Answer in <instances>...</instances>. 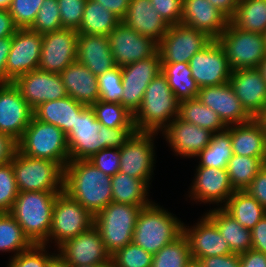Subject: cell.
I'll list each match as a JSON object with an SVG mask.
<instances>
[{"mask_svg": "<svg viewBox=\"0 0 266 267\" xmlns=\"http://www.w3.org/2000/svg\"><path fill=\"white\" fill-rule=\"evenodd\" d=\"M136 132L135 127L109 128L101 125L86 106L66 135L70 161L88 160L105 148H121Z\"/></svg>", "mask_w": 266, "mask_h": 267, "instance_id": "6da1fadb", "label": "cell"}, {"mask_svg": "<svg viewBox=\"0 0 266 267\" xmlns=\"http://www.w3.org/2000/svg\"><path fill=\"white\" fill-rule=\"evenodd\" d=\"M64 192L95 215L112 202L111 176L88 160L69 161L64 168Z\"/></svg>", "mask_w": 266, "mask_h": 267, "instance_id": "7a4b0ae2", "label": "cell"}, {"mask_svg": "<svg viewBox=\"0 0 266 267\" xmlns=\"http://www.w3.org/2000/svg\"><path fill=\"white\" fill-rule=\"evenodd\" d=\"M179 100L161 72L147 86L142 104L133 115L136 131H163L179 115Z\"/></svg>", "mask_w": 266, "mask_h": 267, "instance_id": "3957f363", "label": "cell"}, {"mask_svg": "<svg viewBox=\"0 0 266 267\" xmlns=\"http://www.w3.org/2000/svg\"><path fill=\"white\" fill-rule=\"evenodd\" d=\"M61 192H18L10 214L33 244H43L52 223V213L57 195Z\"/></svg>", "mask_w": 266, "mask_h": 267, "instance_id": "277c9868", "label": "cell"}, {"mask_svg": "<svg viewBox=\"0 0 266 267\" xmlns=\"http://www.w3.org/2000/svg\"><path fill=\"white\" fill-rule=\"evenodd\" d=\"M183 222L152 202L139 212L133 243L152 255L183 234Z\"/></svg>", "mask_w": 266, "mask_h": 267, "instance_id": "5b68a950", "label": "cell"}, {"mask_svg": "<svg viewBox=\"0 0 266 267\" xmlns=\"http://www.w3.org/2000/svg\"><path fill=\"white\" fill-rule=\"evenodd\" d=\"M145 206L147 205H129L112 201L94 215V227L99 231L110 256L132 243L139 212Z\"/></svg>", "mask_w": 266, "mask_h": 267, "instance_id": "8992f818", "label": "cell"}, {"mask_svg": "<svg viewBox=\"0 0 266 267\" xmlns=\"http://www.w3.org/2000/svg\"><path fill=\"white\" fill-rule=\"evenodd\" d=\"M17 145L20 153L57 162L63 168L70 161L66 134L57 126L34 117Z\"/></svg>", "mask_w": 266, "mask_h": 267, "instance_id": "52a82bcc", "label": "cell"}, {"mask_svg": "<svg viewBox=\"0 0 266 267\" xmlns=\"http://www.w3.org/2000/svg\"><path fill=\"white\" fill-rule=\"evenodd\" d=\"M11 162L19 192L64 191V168L59 163L47 159L29 157L18 150Z\"/></svg>", "mask_w": 266, "mask_h": 267, "instance_id": "ba28073f", "label": "cell"}, {"mask_svg": "<svg viewBox=\"0 0 266 267\" xmlns=\"http://www.w3.org/2000/svg\"><path fill=\"white\" fill-rule=\"evenodd\" d=\"M216 40L223 47L232 71L259 68L266 57L264 34L239 29L231 22Z\"/></svg>", "mask_w": 266, "mask_h": 267, "instance_id": "9c48e42d", "label": "cell"}, {"mask_svg": "<svg viewBox=\"0 0 266 267\" xmlns=\"http://www.w3.org/2000/svg\"><path fill=\"white\" fill-rule=\"evenodd\" d=\"M93 226L94 215L63 191L55 199L50 232L43 244L48 246L49 240H54L58 248L66 240L90 230Z\"/></svg>", "mask_w": 266, "mask_h": 267, "instance_id": "30bf717a", "label": "cell"}, {"mask_svg": "<svg viewBox=\"0 0 266 267\" xmlns=\"http://www.w3.org/2000/svg\"><path fill=\"white\" fill-rule=\"evenodd\" d=\"M212 40L205 32L195 28L181 23L171 25L158 42L161 64L189 63Z\"/></svg>", "mask_w": 266, "mask_h": 267, "instance_id": "8fae6325", "label": "cell"}, {"mask_svg": "<svg viewBox=\"0 0 266 267\" xmlns=\"http://www.w3.org/2000/svg\"><path fill=\"white\" fill-rule=\"evenodd\" d=\"M159 52L153 57L121 67L123 94L120 104L132 115L140 108L149 83L161 73Z\"/></svg>", "mask_w": 266, "mask_h": 267, "instance_id": "7c38bea8", "label": "cell"}, {"mask_svg": "<svg viewBox=\"0 0 266 267\" xmlns=\"http://www.w3.org/2000/svg\"><path fill=\"white\" fill-rule=\"evenodd\" d=\"M158 133L136 131L120 148L119 171L137 179L151 183L153 167L155 166L154 136Z\"/></svg>", "mask_w": 266, "mask_h": 267, "instance_id": "4fadbf2b", "label": "cell"}, {"mask_svg": "<svg viewBox=\"0 0 266 267\" xmlns=\"http://www.w3.org/2000/svg\"><path fill=\"white\" fill-rule=\"evenodd\" d=\"M107 37L115 65L119 67L151 58L158 52L157 41L137 33L122 21Z\"/></svg>", "mask_w": 266, "mask_h": 267, "instance_id": "5bb4252c", "label": "cell"}, {"mask_svg": "<svg viewBox=\"0 0 266 267\" xmlns=\"http://www.w3.org/2000/svg\"><path fill=\"white\" fill-rule=\"evenodd\" d=\"M42 34L29 28L17 29L5 67V82H14L18 77L39 67Z\"/></svg>", "mask_w": 266, "mask_h": 267, "instance_id": "9a60e30c", "label": "cell"}, {"mask_svg": "<svg viewBox=\"0 0 266 267\" xmlns=\"http://www.w3.org/2000/svg\"><path fill=\"white\" fill-rule=\"evenodd\" d=\"M189 66L199 88L228 83L232 73L226 53L216 39L196 53Z\"/></svg>", "mask_w": 266, "mask_h": 267, "instance_id": "2e32d148", "label": "cell"}, {"mask_svg": "<svg viewBox=\"0 0 266 267\" xmlns=\"http://www.w3.org/2000/svg\"><path fill=\"white\" fill-rule=\"evenodd\" d=\"M33 117V108L13 82H0V133L18 142Z\"/></svg>", "mask_w": 266, "mask_h": 267, "instance_id": "e0dca14e", "label": "cell"}, {"mask_svg": "<svg viewBox=\"0 0 266 267\" xmlns=\"http://www.w3.org/2000/svg\"><path fill=\"white\" fill-rule=\"evenodd\" d=\"M77 36L74 29L63 28L42 34L39 69L59 74L77 59Z\"/></svg>", "mask_w": 266, "mask_h": 267, "instance_id": "ac0fdd59", "label": "cell"}, {"mask_svg": "<svg viewBox=\"0 0 266 267\" xmlns=\"http://www.w3.org/2000/svg\"><path fill=\"white\" fill-rule=\"evenodd\" d=\"M57 250L71 267L96 266L111 262V256L107 253L100 233L94 226L66 240Z\"/></svg>", "mask_w": 266, "mask_h": 267, "instance_id": "d6986e66", "label": "cell"}, {"mask_svg": "<svg viewBox=\"0 0 266 267\" xmlns=\"http://www.w3.org/2000/svg\"><path fill=\"white\" fill-rule=\"evenodd\" d=\"M13 84L33 109L43 102L68 96L60 74L49 73L39 68L18 77Z\"/></svg>", "mask_w": 266, "mask_h": 267, "instance_id": "ffe728a7", "label": "cell"}, {"mask_svg": "<svg viewBox=\"0 0 266 267\" xmlns=\"http://www.w3.org/2000/svg\"><path fill=\"white\" fill-rule=\"evenodd\" d=\"M197 98L216 112L226 126L243 124L253 119L242 106L229 82L202 87Z\"/></svg>", "mask_w": 266, "mask_h": 267, "instance_id": "44dd1931", "label": "cell"}, {"mask_svg": "<svg viewBox=\"0 0 266 267\" xmlns=\"http://www.w3.org/2000/svg\"><path fill=\"white\" fill-rule=\"evenodd\" d=\"M194 177L189 197L196 202L215 203L222 208L235 192L226 169L197 167Z\"/></svg>", "mask_w": 266, "mask_h": 267, "instance_id": "7402d4cb", "label": "cell"}, {"mask_svg": "<svg viewBox=\"0 0 266 267\" xmlns=\"http://www.w3.org/2000/svg\"><path fill=\"white\" fill-rule=\"evenodd\" d=\"M229 83L252 118H256L266 108V80L258 68L232 71Z\"/></svg>", "mask_w": 266, "mask_h": 267, "instance_id": "603a6c76", "label": "cell"}, {"mask_svg": "<svg viewBox=\"0 0 266 267\" xmlns=\"http://www.w3.org/2000/svg\"><path fill=\"white\" fill-rule=\"evenodd\" d=\"M192 227L183 224V234L188 239L191 258L228 255L231 252L228 242L221 236L217 226L206 216Z\"/></svg>", "mask_w": 266, "mask_h": 267, "instance_id": "cb8c5ba5", "label": "cell"}, {"mask_svg": "<svg viewBox=\"0 0 266 267\" xmlns=\"http://www.w3.org/2000/svg\"><path fill=\"white\" fill-rule=\"evenodd\" d=\"M163 136L177 156L196 157L211 141L213 133L208 129L176 117L163 131Z\"/></svg>", "mask_w": 266, "mask_h": 267, "instance_id": "d4e9b609", "label": "cell"}, {"mask_svg": "<svg viewBox=\"0 0 266 267\" xmlns=\"http://www.w3.org/2000/svg\"><path fill=\"white\" fill-rule=\"evenodd\" d=\"M230 19L208 0H183L181 24L205 32L217 39Z\"/></svg>", "mask_w": 266, "mask_h": 267, "instance_id": "484cf974", "label": "cell"}, {"mask_svg": "<svg viewBox=\"0 0 266 267\" xmlns=\"http://www.w3.org/2000/svg\"><path fill=\"white\" fill-rule=\"evenodd\" d=\"M76 61L96 77L116 67L107 36L78 33Z\"/></svg>", "mask_w": 266, "mask_h": 267, "instance_id": "4316f807", "label": "cell"}, {"mask_svg": "<svg viewBox=\"0 0 266 267\" xmlns=\"http://www.w3.org/2000/svg\"><path fill=\"white\" fill-rule=\"evenodd\" d=\"M122 22L137 33L159 42L169 25L153 8L150 0H130Z\"/></svg>", "mask_w": 266, "mask_h": 267, "instance_id": "83f0119b", "label": "cell"}, {"mask_svg": "<svg viewBox=\"0 0 266 267\" xmlns=\"http://www.w3.org/2000/svg\"><path fill=\"white\" fill-rule=\"evenodd\" d=\"M59 74L67 95L78 103L91 107L99 100L97 77L84 65L75 61Z\"/></svg>", "mask_w": 266, "mask_h": 267, "instance_id": "f1b7e54d", "label": "cell"}, {"mask_svg": "<svg viewBox=\"0 0 266 267\" xmlns=\"http://www.w3.org/2000/svg\"><path fill=\"white\" fill-rule=\"evenodd\" d=\"M230 137L233 154L260 158L266 163V134L255 118L243 124L230 125Z\"/></svg>", "mask_w": 266, "mask_h": 267, "instance_id": "f546056e", "label": "cell"}, {"mask_svg": "<svg viewBox=\"0 0 266 267\" xmlns=\"http://www.w3.org/2000/svg\"><path fill=\"white\" fill-rule=\"evenodd\" d=\"M86 106L70 96L43 102L34 110V118L60 128L66 135L73 129L77 117Z\"/></svg>", "mask_w": 266, "mask_h": 267, "instance_id": "4dcf8cb0", "label": "cell"}, {"mask_svg": "<svg viewBox=\"0 0 266 267\" xmlns=\"http://www.w3.org/2000/svg\"><path fill=\"white\" fill-rule=\"evenodd\" d=\"M205 215L217 226L232 253L241 254L252 249L251 230L240 225L223 208L210 209Z\"/></svg>", "mask_w": 266, "mask_h": 267, "instance_id": "1f68e13d", "label": "cell"}, {"mask_svg": "<svg viewBox=\"0 0 266 267\" xmlns=\"http://www.w3.org/2000/svg\"><path fill=\"white\" fill-rule=\"evenodd\" d=\"M222 208L249 230L266 215V209L246 190L235 191Z\"/></svg>", "mask_w": 266, "mask_h": 267, "instance_id": "d6a6232c", "label": "cell"}, {"mask_svg": "<svg viewBox=\"0 0 266 267\" xmlns=\"http://www.w3.org/2000/svg\"><path fill=\"white\" fill-rule=\"evenodd\" d=\"M121 22L113 12L102 4L87 0L78 33L108 36Z\"/></svg>", "mask_w": 266, "mask_h": 267, "instance_id": "836d02e7", "label": "cell"}, {"mask_svg": "<svg viewBox=\"0 0 266 267\" xmlns=\"http://www.w3.org/2000/svg\"><path fill=\"white\" fill-rule=\"evenodd\" d=\"M112 201L129 205H149V185L141 180L118 172L111 177Z\"/></svg>", "mask_w": 266, "mask_h": 267, "instance_id": "e575fe53", "label": "cell"}, {"mask_svg": "<svg viewBox=\"0 0 266 267\" xmlns=\"http://www.w3.org/2000/svg\"><path fill=\"white\" fill-rule=\"evenodd\" d=\"M178 117L185 122L208 129L212 133L223 131L227 128L219 115L211 108L203 105L197 97L179 102Z\"/></svg>", "mask_w": 266, "mask_h": 267, "instance_id": "d590c367", "label": "cell"}, {"mask_svg": "<svg viewBox=\"0 0 266 267\" xmlns=\"http://www.w3.org/2000/svg\"><path fill=\"white\" fill-rule=\"evenodd\" d=\"M232 156L230 126H227L225 130L213 133L210 143L196 156L200 159L197 167L226 169Z\"/></svg>", "mask_w": 266, "mask_h": 267, "instance_id": "8d00e7d4", "label": "cell"}, {"mask_svg": "<svg viewBox=\"0 0 266 267\" xmlns=\"http://www.w3.org/2000/svg\"><path fill=\"white\" fill-rule=\"evenodd\" d=\"M230 22L237 28L264 34L266 31V0H239Z\"/></svg>", "mask_w": 266, "mask_h": 267, "instance_id": "74e56055", "label": "cell"}, {"mask_svg": "<svg viewBox=\"0 0 266 267\" xmlns=\"http://www.w3.org/2000/svg\"><path fill=\"white\" fill-rule=\"evenodd\" d=\"M161 72L179 101L198 96L200 88L192 77L189 63L162 64Z\"/></svg>", "mask_w": 266, "mask_h": 267, "instance_id": "f35d334b", "label": "cell"}, {"mask_svg": "<svg viewBox=\"0 0 266 267\" xmlns=\"http://www.w3.org/2000/svg\"><path fill=\"white\" fill-rule=\"evenodd\" d=\"M264 164L260 158L233 154L226 168L233 189L246 190Z\"/></svg>", "mask_w": 266, "mask_h": 267, "instance_id": "ab89813d", "label": "cell"}, {"mask_svg": "<svg viewBox=\"0 0 266 267\" xmlns=\"http://www.w3.org/2000/svg\"><path fill=\"white\" fill-rule=\"evenodd\" d=\"M33 243L9 212L0 213V251L14 252L12 257L29 249Z\"/></svg>", "mask_w": 266, "mask_h": 267, "instance_id": "60d3db41", "label": "cell"}, {"mask_svg": "<svg viewBox=\"0 0 266 267\" xmlns=\"http://www.w3.org/2000/svg\"><path fill=\"white\" fill-rule=\"evenodd\" d=\"M190 259L189 242L182 234L153 255L152 267H184Z\"/></svg>", "mask_w": 266, "mask_h": 267, "instance_id": "b9f144b4", "label": "cell"}, {"mask_svg": "<svg viewBox=\"0 0 266 267\" xmlns=\"http://www.w3.org/2000/svg\"><path fill=\"white\" fill-rule=\"evenodd\" d=\"M91 108L101 125L109 128L135 127L133 115L120 103L98 100Z\"/></svg>", "mask_w": 266, "mask_h": 267, "instance_id": "7bdbcfd3", "label": "cell"}, {"mask_svg": "<svg viewBox=\"0 0 266 267\" xmlns=\"http://www.w3.org/2000/svg\"><path fill=\"white\" fill-rule=\"evenodd\" d=\"M30 30L39 34L63 29L57 0H44Z\"/></svg>", "mask_w": 266, "mask_h": 267, "instance_id": "ee69618b", "label": "cell"}, {"mask_svg": "<svg viewBox=\"0 0 266 267\" xmlns=\"http://www.w3.org/2000/svg\"><path fill=\"white\" fill-rule=\"evenodd\" d=\"M113 267H152L153 255L133 242L111 256Z\"/></svg>", "mask_w": 266, "mask_h": 267, "instance_id": "f6af8a7d", "label": "cell"}, {"mask_svg": "<svg viewBox=\"0 0 266 267\" xmlns=\"http://www.w3.org/2000/svg\"><path fill=\"white\" fill-rule=\"evenodd\" d=\"M99 86V100L104 102L120 103L123 94L121 67L102 73L97 77Z\"/></svg>", "mask_w": 266, "mask_h": 267, "instance_id": "bcb514c9", "label": "cell"}, {"mask_svg": "<svg viewBox=\"0 0 266 267\" xmlns=\"http://www.w3.org/2000/svg\"><path fill=\"white\" fill-rule=\"evenodd\" d=\"M44 0H12L9 9L18 29L30 28Z\"/></svg>", "mask_w": 266, "mask_h": 267, "instance_id": "7dc6e473", "label": "cell"}, {"mask_svg": "<svg viewBox=\"0 0 266 267\" xmlns=\"http://www.w3.org/2000/svg\"><path fill=\"white\" fill-rule=\"evenodd\" d=\"M18 192L12 162L0 165V213L10 212Z\"/></svg>", "mask_w": 266, "mask_h": 267, "instance_id": "c3c4849f", "label": "cell"}, {"mask_svg": "<svg viewBox=\"0 0 266 267\" xmlns=\"http://www.w3.org/2000/svg\"><path fill=\"white\" fill-rule=\"evenodd\" d=\"M46 245L33 244L29 249L9 259L7 267H46L55 253H48Z\"/></svg>", "mask_w": 266, "mask_h": 267, "instance_id": "681fc988", "label": "cell"}, {"mask_svg": "<svg viewBox=\"0 0 266 267\" xmlns=\"http://www.w3.org/2000/svg\"><path fill=\"white\" fill-rule=\"evenodd\" d=\"M62 27L78 30L87 0H57Z\"/></svg>", "mask_w": 266, "mask_h": 267, "instance_id": "f907efd6", "label": "cell"}, {"mask_svg": "<svg viewBox=\"0 0 266 267\" xmlns=\"http://www.w3.org/2000/svg\"><path fill=\"white\" fill-rule=\"evenodd\" d=\"M108 176H114L120 169V148H105L88 159Z\"/></svg>", "mask_w": 266, "mask_h": 267, "instance_id": "816d5d0a", "label": "cell"}, {"mask_svg": "<svg viewBox=\"0 0 266 267\" xmlns=\"http://www.w3.org/2000/svg\"><path fill=\"white\" fill-rule=\"evenodd\" d=\"M150 2L169 26L181 23L183 0H150Z\"/></svg>", "mask_w": 266, "mask_h": 267, "instance_id": "f5cc1de1", "label": "cell"}, {"mask_svg": "<svg viewBox=\"0 0 266 267\" xmlns=\"http://www.w3.org/2000/svg\"><path fill=\"white\" fill-rule=\"evenodd\" d=\"M246 191L266 209V164L258 171Z\"/></svg>", "mask_w": 266, "mask_h": 267, "instance_id": "db71d44e", "label": "cell"}, {"mask_svg": "<svg viewBox=\"0 0 266 267\" xmlns=\"http://www.w3.org/2000/svg\"><path fill=\"white\" fill-rule=\"evenodd\" d=\"M199 261L202 267H241L239 254L236 253L201 258Z\"/></svg>", "mask_w": 266, "mask_h": 267, "instance_id": "11a10c76", "label": "cell"}, {"mask_svg": "<svg viewBox=\"0 0 266 267\" xmlns=\"http://www.w3.org/2000/svg\"><path fill=\"white\" fill-rule=\"evenodd\" d=\"M17 150V141L9 135L0 133V165L11 162Z\"/></svg>", "mask_w": 266, "mask_h": 267, "instance_id": "9f6ffc18", "label": "cell"}, {"mask_svg": "<svg viewBox=\"0 0 266 267\" xmlns=\"http://www.w3.org/2000/svg\"><path fill=\"white\" fill-rule=\"evenodd\" d=\"M252 249L266 253V215L251 230Z\"/></svg>", "mask_w": 266, "mask_h": 267, "instance_id": "6f0895ef", "label": "cell"}, {"mask_svg": "<svg viewBox=\"0 0 266 267\" xmlns=\"http://www.w3.org/2000/svg\"><path fill=\"white\" fill-rule=\"evenodd\" d=\"M241 267H266V253L250 249L239 254Z\"/></svg>", "mask_w": 266, "mask_h": 267, "instance_id": "680465c9", "label": "cell"}, {"mask_svg": "<svg viewBox=\"0 0 266 267\" xmlns=\"http://www.w3.org/2000/svg\"><path fill=\"white\" fill-rule=\"evenodd\" d=\"M113 12L121 21L126 15L130 0H93Z\"/></svg>", "mask_w": 266, "mask_h": 267, "instance_id": "91938a15", "label": "cell"}, {"mask_svg": "<svg viewBox=\"0 0 266 267\" xmlns=\"http://www.w3.org/2000/svg\"><path fill=\"white\" fill-rule=\"evenodd\" d=\"M17 29L9 10H0V38L13 36Z\"/></svg>", "mask_w": 266, "mask_h": 267, "instance_id": "94428289", "label": "cell"}, {"mask_svg": "<svg viewBox=\"0 0 266 267\" xmlns=\"http://www.w3.org/2000/svg\"><path fill=\"white\" fill-rule=\"evenodd\" d=\"M12 44V36L0 38V82H5V67Z\"/></svg>", "mask_w": 266, "mask_h": 267, "instance_id": "6125c7cd", "label": "cell"}, {"mask_svg": "<svg viewBox=\"0 0 266 267\" xmlns=\"http://www.w3.org/2000/svg\"><path fill=\"white\" fill-rule=\"evenodd\" d=\"M214 7L231 19L238 7L239 0H208Z\"/></svg>", "mask_w": 266, "mask_h": 267, "instance_id": "be15d7a7", "label": "cell"}, {"mask_svg": "<svg viewBox=\"0 0 266 267\" xmlns=\"http://www.w3.org/2000/svg\"><path fill=\"white\" fill-rule=\"evenodd\" d=\"M46 267H71L68 262L60 255L55 254L47 263Z\"/></svg>", "mask_w": 266, "mask_h": 267, "instance_id": "e7e4bbea", "label": "cell"}, {"mask_svg": "<svg viewBox=\"0 0 266 267\" xmlns=\"http://www.w3.org/2000/svg\"><path fill=\"white\" fill-rule=\"evenodd\" d=\"M263 128V131L266 134V108L255 118Z\"/></svg>", "mask_w": 266, "mask_h": 267, "instance_id": "03108f58", "label": "cell"}, {"mask_svg": "<svg viewBox=\"0 0 266 267\" xmlns=\"http://www.w3.org/2000/svg\"><path fill=\"white\" fill-rule=\"evenodd\" d=\"M12 0H0V10H9Z\"/></svg>", "mask_w": 266, "mask_h": 267, "instance_id": "003e7915", "label": "cell"}, {"mask_svg": "<svg viewBox=\"0 0 266 267\" xmlns=\"http://www.w3.org/2000/svg\"><path fill=\"white\" fill-rule=\"evenodd\" d=\"M184 267H202L199 260L190 259Z\"/></svg>", "mask_w": 266, "mask_h": 267, "instance_id": "a7ac6f4b", "label": "cell"}, {"mask_svg": "<svg viewBox=\"0 0 266 267\" xmlns=\"http://www.w3.org/2000/svg\"><path fill=\"white\" fill-rule=\"evenodd\" d=\"M258 69L261 71V73H262L264 79L266 80V57H265V58L263 59V61L260 63Z\"/></svg>", "mask_w": 266, "mask_h": 267, "instance_id": "89a4df30", "label": "cell"}, {"mask_svg": "<svg viewBox=\"0 0 266 267\" xmlns=\"http://www.w3.org/2000/svg\"><path fill=\"white\" fill-rule=\"evenodd\" d=\"M74 267H113L112 262L104 265H96V266H74Z\"/></svg>", "mask_w": 266, "mask_h": 267, "instance_id": "2644e50d", "label": "cell"}, {"mask_svg": "<svg viewBox=\"0 0 266 267\" xmlns=\"http://www.w3.org/2000/svg\"><path fill=\"white\" fill-rule=\"evenodd\" d=\"M264 37H265V45H266V31H265V33H264Z\"/></svg>", "mask_w": 266, "mask_h": 267, "instance_id": "8c879c8a", "label": "cell"}]
</instances>
